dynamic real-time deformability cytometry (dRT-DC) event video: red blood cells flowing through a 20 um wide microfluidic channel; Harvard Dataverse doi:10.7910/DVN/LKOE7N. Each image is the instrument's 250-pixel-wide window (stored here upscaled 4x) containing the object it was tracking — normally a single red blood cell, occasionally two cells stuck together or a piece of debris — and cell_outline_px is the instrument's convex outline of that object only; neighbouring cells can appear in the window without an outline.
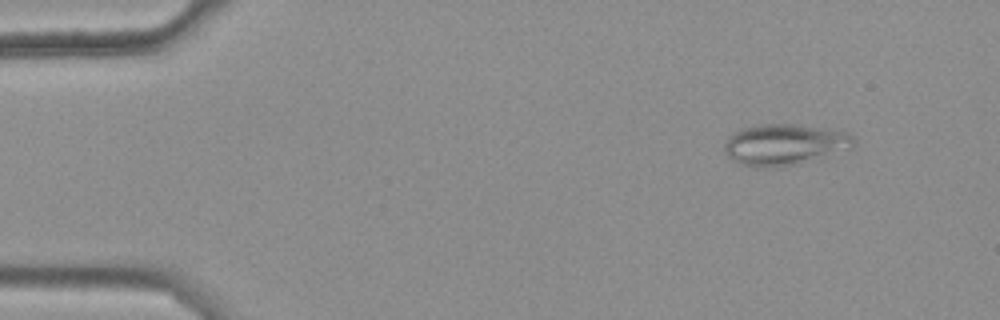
{"species": "common noctule bat (a hibernating species)", "species_latin": "Nyctalus noctula", "temperature_condition": "warm", "stored_images_in_passage": 49, "camera_frame_rate_fps": 3000, "um_per_image_px": 0.085, "animal": {"sex": "female", "body_mass_g": 25.1}, "frame": {"image": 1, "passage_image": 6, "time_ms": 1.667, "image_size_px": [1000, 320], "cell_outline_px": [[856, 144], [852, 148], [800, 164], [768, 168], [764, 168], [744, 164], [732, 160], [724, 152], [724, 144], [728, 136], [732, 132], [740, 128], [756, 124], [792, 124], [848, 132], [856, 140]], "centroid_in_image_um": [66.67, 12.28], "position_along_channel_um": 18.3, "area_um2": 31.21}}
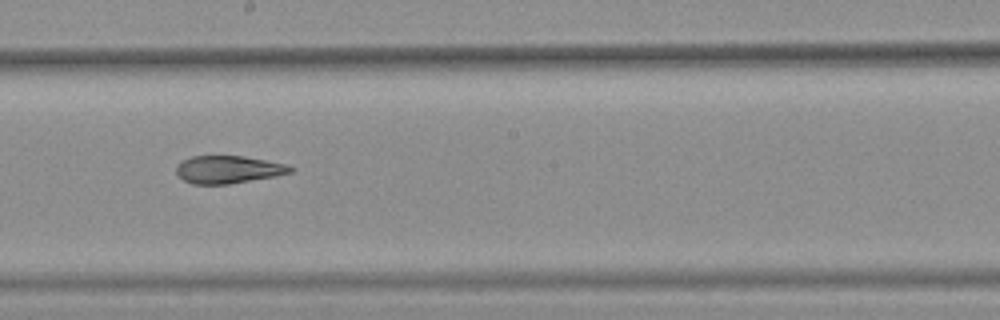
{"frame": {"image": 2, "passage_image": 31, "time_ms": 10.0, "image_size_px": [1000, 320], "cell_outline_px": [[296, 168], [292, 172], [276, 176], [228, 184], [192, 184], [184, 180], [176, 172], [176, 164], [180, 160], [192, 156], [244, 156], [288, 164]], "centroid_in_image_um": [19.41, 14.4], "position_along_channel_um": 228.8, "area_um2": 18.55}}
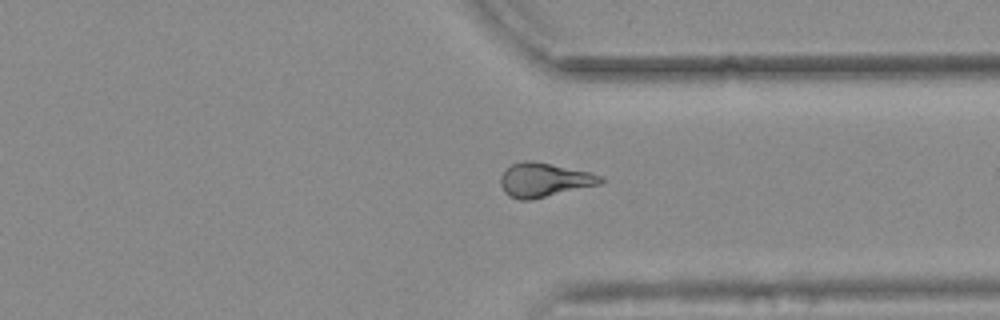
{"frame": {"image": 3, "passage_image": 42, "time_ms": 13.667, "image_size_px": [1000, 320], "cell_outline_px": [[604, 180], [600, 184], [532, 200], [520, 200], [508, 196], [504, 192], [500, 184], [500, 176], [512, 164], [524, 160], [532, 160], [588, 172], [604, 176]], "centroid_in_image_um": [46.23, 15.31], "position_along_channel_um": 365.2, "area_um2": 19.83}, "authors_computed_cell_mechanics": {"area_um2": 19.941, "velocity_mm_per_s": 3.7067, "shape_relaxation_time_tau1_ms": null, "shape_relaxation_time_tau2_ms": 3.0705, "deformation_change_tau1": null, "deformation_change_tau2": 0.1016}}